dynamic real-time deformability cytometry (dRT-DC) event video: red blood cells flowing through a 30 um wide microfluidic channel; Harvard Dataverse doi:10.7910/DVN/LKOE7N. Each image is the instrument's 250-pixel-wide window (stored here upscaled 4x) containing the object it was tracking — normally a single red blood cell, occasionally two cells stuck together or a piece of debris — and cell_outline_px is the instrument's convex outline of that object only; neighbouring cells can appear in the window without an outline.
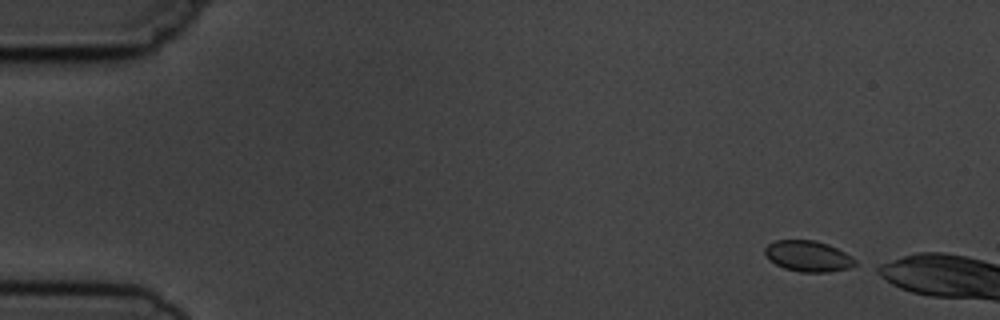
{"species": "common noctule bat (a hibernating species)", "species_latin": "Nyctalus noctula", "temperature_condition": "cold", "stored_images_in_passage": 6, "segment_of_instrument_passage": [2, 2], "camera_frame_rate_fps": 3000, "um_per_image_px": 0.085, "animal": {"sex": "male", "body_mass_g": 19.5, "forearm_length_mm": 54.6}, "frame": {"image": 1, "passage_image": 6, "time_ms": 6.0, "image_size_px": [1000, 320], "cell_outline_px": [[856, 264], [848, 268], [828, 272], [800, 272], [784, 268], [768, 260], [764, 252], [764, 248], [768, 244], [776, 240], [816, 240], [828, 244], [852, 256], [856, 260]], "centroid_in_image_um": [68.67, 21.77], "position_along_channel_um": 16.3, "area_um2": 16.3}}